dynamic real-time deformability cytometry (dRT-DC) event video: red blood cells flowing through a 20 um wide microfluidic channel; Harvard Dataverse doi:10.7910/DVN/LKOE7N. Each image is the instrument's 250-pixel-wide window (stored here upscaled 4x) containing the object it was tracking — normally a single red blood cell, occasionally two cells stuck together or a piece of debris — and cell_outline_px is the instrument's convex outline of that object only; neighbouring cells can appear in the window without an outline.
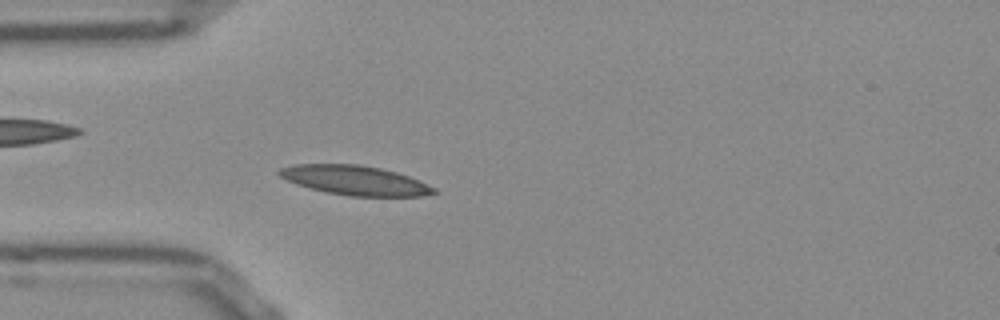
{"species": "Egyptian fruit bat (a non-hibernating species)", "species_latin": "Rousettus aegyptiacus", "temperature_condition": "room temperature", "stored_images_in_passage": 46, "camera_frame_rate_fps": 3000, "um_per_image_px": 0.085, "frame": {"image": 1, "passage_image": 14, "time_ms": 4.333, "image_size_px": [1000, 320], "cell_outline_px": [[440, 192], [424, 196], [352, 196], [328, 192], [308, 188], [288, 180], [280, 176], [276, 172], [280, 168], [292, 164], [360, 164], [380, 168], [396, 172], [408, 176], [436, 188]], "centroid_in_image_um": [30.18, 15.32], "position_along_channel_um": 54.8, "area_um2": 26.47}}
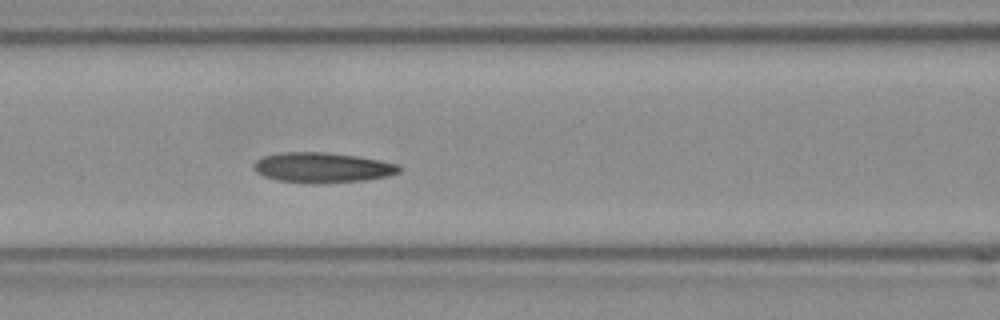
{"frame": {"image": 2, "passage_image": 21, "time_ms": 6.667, "image_size_px": [1000, 320], "cell_outline_px": [[400, 172], [388, 176], [364, 180], [320, 184], [312, 184], [280, 180], [264, 176], [256, 172], [252, 168], [252, 164], [256, 160], [264, 156], [280, 152], [324, 152], [356, 156], [380, 160], [400, 164]], "centroid_in_image_um": [27.39, 14.24], "position_along_channel_um": 139.2, "area_um2": 25.72}}
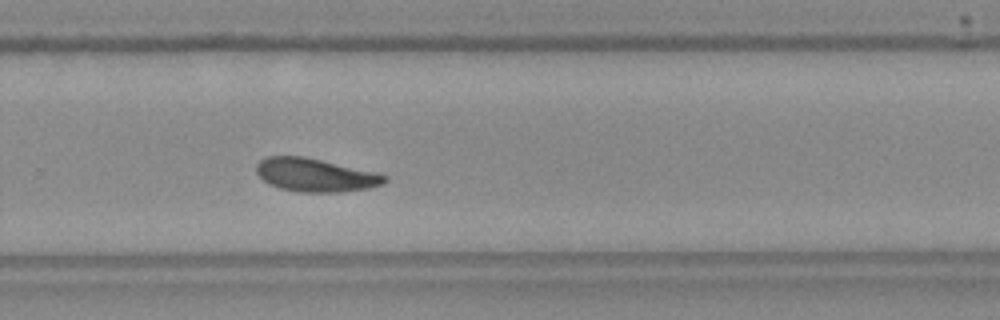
{"frame": {"image": 3, "passage_image": 34, "time_ms": 11.0, "image_size_px": [1000, 320], "cell_outline_px": [[388, 180], [384, 184], [368, 188], [340, 192], [300, 192], [280, 188], [268, 184], [256, 172], [256, 164], [260, 160], [268, 156], [300, 156], [320, 160], [376, 172], [388, 176]], "centroid_in_image_um": [26.81, 14.88], "position_along_channel_um": 303.0, "area_um2": 24.74}, "authors_computed_cell_mechanics": {"area_um2": 24.7384, "velocity_mm_per_s": 3.7888, "shape_relaxation_time_tau1_ms": 10.3317, "shape_relaxation_time_tau2_ms": 8.3319, "deformation_change_tau1": 0.1816, "deformation_change_tau2": 0.1588}}